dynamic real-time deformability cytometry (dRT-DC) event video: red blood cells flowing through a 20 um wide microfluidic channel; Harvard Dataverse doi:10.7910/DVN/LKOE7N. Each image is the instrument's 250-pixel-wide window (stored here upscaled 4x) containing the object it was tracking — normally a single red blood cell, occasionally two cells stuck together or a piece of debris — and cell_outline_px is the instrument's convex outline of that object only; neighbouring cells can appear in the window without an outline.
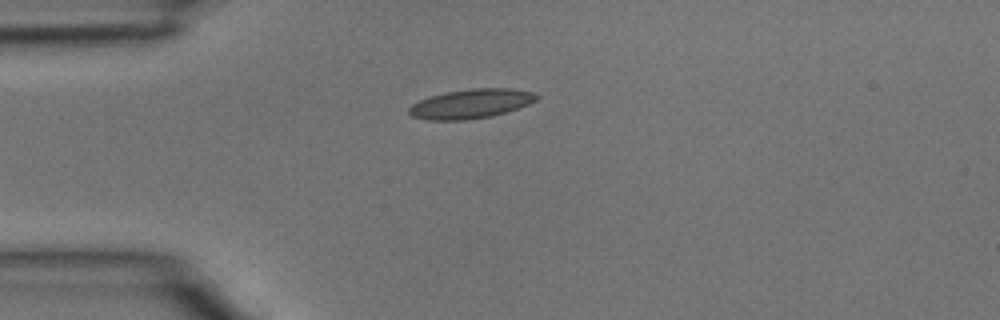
{"species": "common noctule bat (a hibernating species)", "species_latin": "Nyctalus noctula", "temperature_condition": "room temperature", "stored_images_in_passage": 35, "camera_frame_rate_fps": 3000, "um_per_image_px": 0.085, "animal": {"sex": "male", "body_mass_g": 15.6}, "frame": {"image": 1, "passage_image": 1, "time_ms": 0.0, "image_size_px": [1000, 320], "cell_outline_px": [[540, 96], [536, 100], [528, 104], [492, 116], [464, 120], [428, 120], [412, 116], [408, 112], [408, 108], [412, 104], [420, 100], [432, 96], [448, 92], [468, 88], [508, 88], [532, 92]], "centroid_in_image_um": [40.01, 8.82], "position_along_channel_um": 45.0, "area_um2": 21.56}}
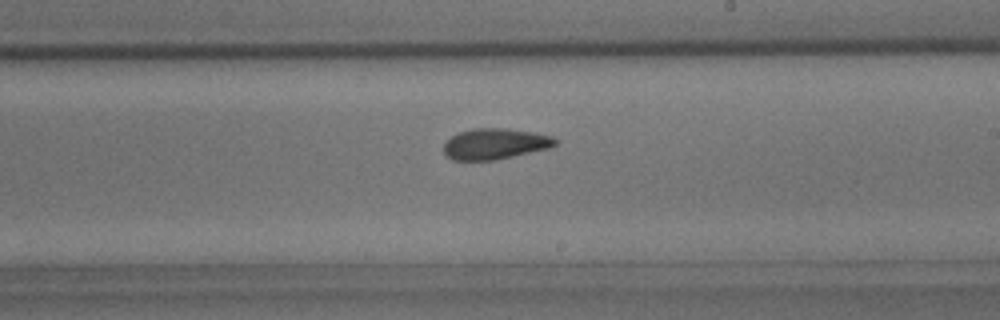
{"frame": {"image": 2, "passage_image": 16, "time_ms": 5.0, "image_size_px": [1000, 320], "cell_outline_px": [[556, 144], [552, 148], [496, 160], [452, 160], [444, 156], [444, 144], [452, 136], [460, 132], [472, 128], [508, 128], [536, 132], [552, 136], [556, 140]], "centroid_in_image_um": [42.1, 12.23], "position_along_channel_um": 246.9, "area_um2": 20.35}}
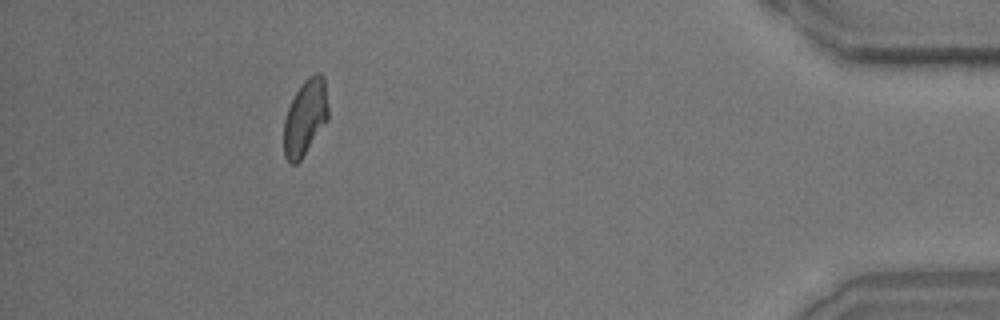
{"frame": {"image": 3, "passage_image": 31, "time_ms": 10.0, "image_size_px": [1000, 320], "cell_outline_px": [[328, 120], [300, 160], [296, 164], [292, 164], [284, 156], [284, 120], [288, 108], [300, 84], [308, 76], [316, 72], [320, 72], [324, 76], [328, 108]], "centroid_in_image_um": [25.95, 9.95], "position_along_channel_um": 409.2, "area_um2": 19.59}}